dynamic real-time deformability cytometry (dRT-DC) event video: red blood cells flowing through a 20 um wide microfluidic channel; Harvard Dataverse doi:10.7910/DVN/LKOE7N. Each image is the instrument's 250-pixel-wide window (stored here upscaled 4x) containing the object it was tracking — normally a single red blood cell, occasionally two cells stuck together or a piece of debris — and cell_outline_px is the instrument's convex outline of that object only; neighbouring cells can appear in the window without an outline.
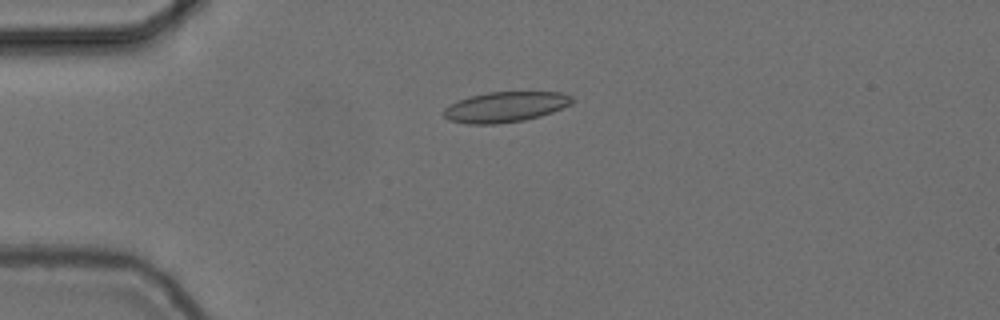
{"species": "common noctule bat (a hibernating species)", "species_latin": "Nyctalus noctula", "temperature_condition": "cold", "stored_images_in_passage": 27, "camera_frame_rate_fps": 3000, "um_per_image_px": 0.085, "animal": {"sex": "female", "body_mass_g": 24.6, "forearm_length_mm": 56.2}, "frame": {"image": 1, "passage_image": 14, "time_ms": 4.333, "image_size_px": [1000, 320], "cell_outline_px": [[576, 100], [572, 104], [552, 112], [540, 116], [524, 120], [496, 124], [468, 124], [448, 120], [444, 116], [444, 108], [468, 96], [488, 92], [560, 92], [572, 96]], "centroid_in_image_um": [42.98, 9.09], "position_along_channel_um": 42.0, "area_um2": 22.77}}
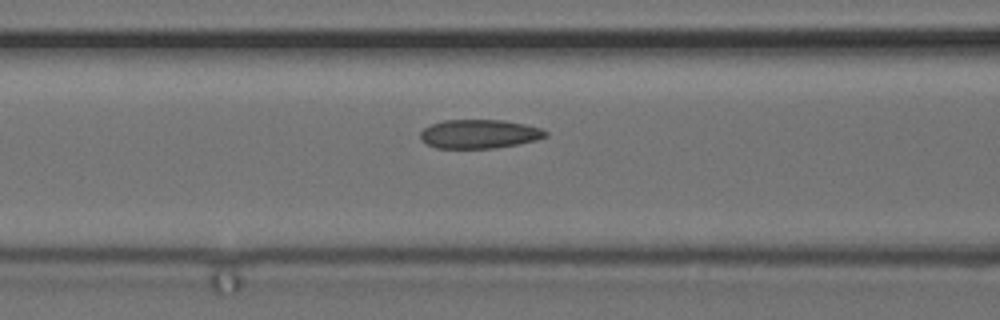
{"frame": {"image": 2, "passage_image": 23, "time_ms": 7.333, "image_size_px": [1000, 320], "cell_outline_px": [[548, 136], [536, 140], [496, 148], [436, 148], [420, 140], [420, 132], [424, 128], [432, 124], [444, 120], [504, 120], [524, 124], [540, 128], [548, 132]], "centroid_in_image_um": [40.73, 11.39], "position_along_channel_um": 125.9, "area_um2": 21.04}}
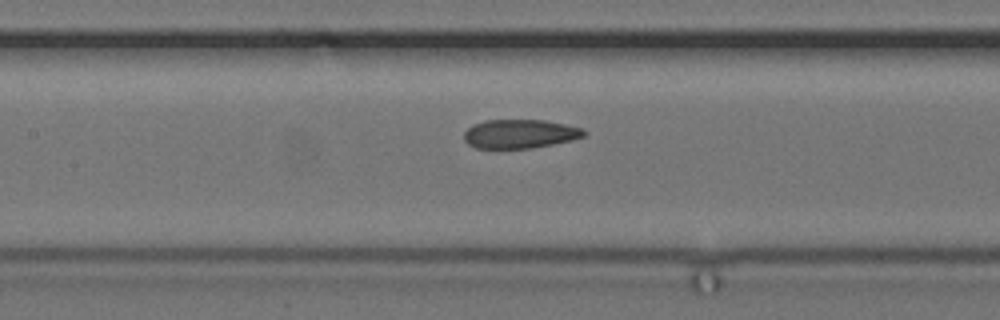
{"frame": {"image": 3, "passage_image": 26, "time_ms": 8.333, "image_size_px": [1000, 320], "cell_outline_px": [[588, 132], [584, 136], [572, 140], [532, 148], [476, 148], [468, 144], [464, 140], [464, 132], [472, 124], [484, 120], [544, 120], [584, 128]], "centroid_in_image_um": [44.19, 11.37], "position_along_channel_um": 163.2, "area_um2": 20.29}}